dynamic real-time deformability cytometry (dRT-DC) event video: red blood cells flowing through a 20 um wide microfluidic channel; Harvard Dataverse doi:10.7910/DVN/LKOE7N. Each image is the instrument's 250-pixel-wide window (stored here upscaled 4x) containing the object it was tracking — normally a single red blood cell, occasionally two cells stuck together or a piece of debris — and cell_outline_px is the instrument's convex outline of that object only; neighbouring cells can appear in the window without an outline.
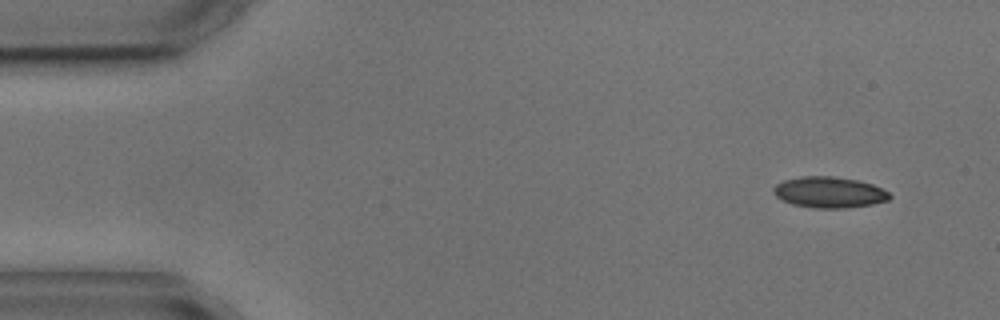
{"species": "common noctule bat (a hibernating species)", "species_latin": "Nyctalus noctula", "temperature_condition": "cold", "stored_images_in_passage": 4, "camera_frame_rate_fps": 3000, "um_per_image_px": 0.085, "animal": {"sex": "male", "body_mass_g": 17.9, "forearm_length_mm": 54.2}, "frame": {"image": 1, "passage_image": 1, "time_ms": 0.0, "image_size_px": [1000, 320], "cell_outline_px": [[892, 196], [888, 200], [872, 204], [844, 208], [816, 208], [792, 204], [776, 196], [772, 192], [772, 188], [776, 184], [784, 180], [800, 176], [832, 176], [856, 180], [872, 184], [888, 192]], "centroid_in_image_um": [70.46, 16.34], "position_along_channel_um": 14.5, "area_um2": 20.87}}
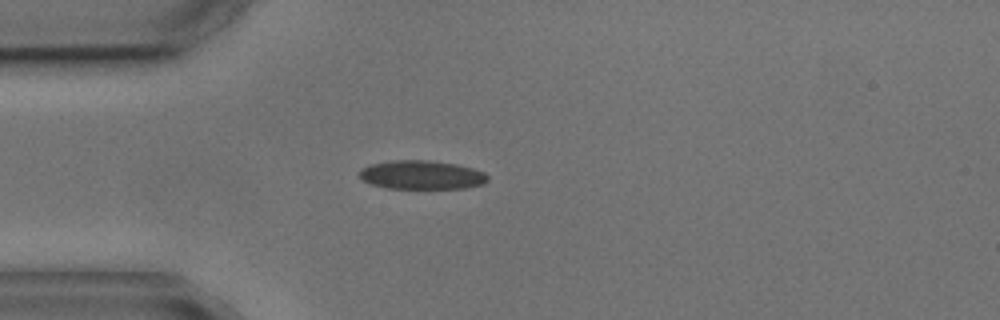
{"frame": {"image": 2, "passage_image": 3, "time_ms": 3.333, "image_size_px": [1000, 320], "cell_outline_px": [[488, 180], [484, 184], [464, 188], [384, 188], [372, 184], [364, 180], [356, 172], [360, 168], [372, 164], [392, 160], [428, 160], [456, 164], [472, 168], [484, 172], [488, 176]], "centroid_in_image_um": [35.83, 14.86], "position_along_channel_um": 49.2, "area_um2": 21.56}}